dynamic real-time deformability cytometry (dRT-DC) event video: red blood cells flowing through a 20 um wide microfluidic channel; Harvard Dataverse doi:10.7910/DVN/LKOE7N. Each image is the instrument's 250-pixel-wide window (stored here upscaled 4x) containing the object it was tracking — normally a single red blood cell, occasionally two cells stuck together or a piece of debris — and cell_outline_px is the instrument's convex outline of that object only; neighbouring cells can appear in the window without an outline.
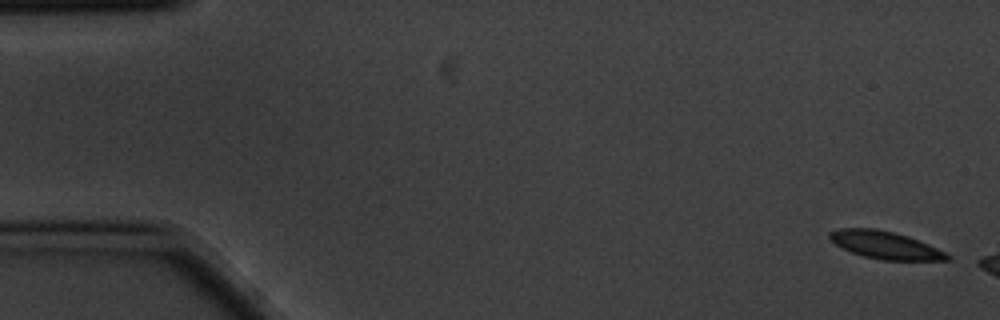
{"species": "common noctule bat (a hibernating species)", "species_latin": "Nyctalus noctula", "temperature_condition": "cold", "stored_images_in_passage": 5, "camera_frame_rate_fps": 3000, "um_per_image_px": 0.085, "animal": {"sex": "male", "body_mass_g": 20.1, "forearm_length_mm": 53.5}, "frame": {"image": 1, "passage_image": 1, "time_ms": 0.0, "image_size_px": [1000, 320], "cell_outline_px": [[952, 260], [880, 260], [864, 256], [852, 252], [836, 244], [828, 236], [828, 232], [840, 228], [876, 228], [908, 236], [928, 244], [952, 256]], "centroid_in_image_um": [75.25, 20.83], "position_along_channel_um": 9.7, "area_um2": 18.73}}